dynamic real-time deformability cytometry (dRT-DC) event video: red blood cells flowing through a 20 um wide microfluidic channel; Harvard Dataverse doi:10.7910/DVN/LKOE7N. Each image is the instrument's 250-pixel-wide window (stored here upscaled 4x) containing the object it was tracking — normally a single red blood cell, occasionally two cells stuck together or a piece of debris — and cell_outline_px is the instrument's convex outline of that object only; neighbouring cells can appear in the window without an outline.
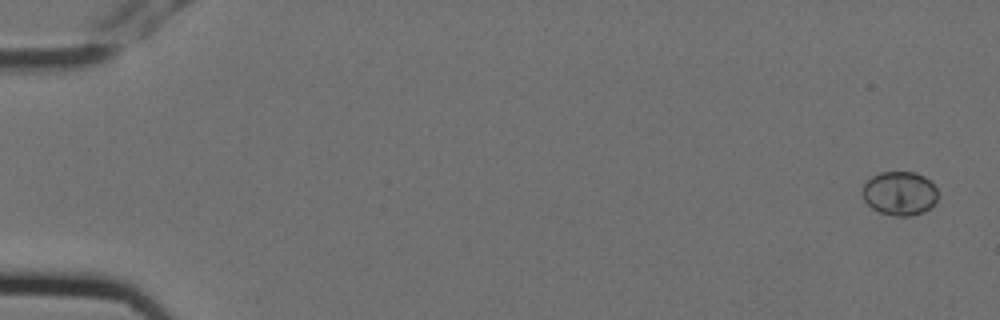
{"species": "Egyptian fruit bat (a non-hibernating species)", "species_latin": "Rousettus aegyptiacus", "temperature_condition": "cold", "stored_images_in_passage": 5, "camera_frame_rate_fps": 3000, "um_per_image_px": 0.085, "animal": {"sex": "female"}, "frame": {"image": 1, "passage_image": 1, "time_ms": 0.0, "image_size_px": [1000, 320], "cell_outline_px": [[936, 200], [924, 212], [912, 216], [892, 216], [880, 212], [872, 208], [864, 200], [864, 184], [872, 176], [880, 172], [916, 172], [924, 176], [936, 188]], "centroid_in_image_um": [76.46, 16.44], "position_along_channel_um": 8.5, "area_um2": 19.07}}
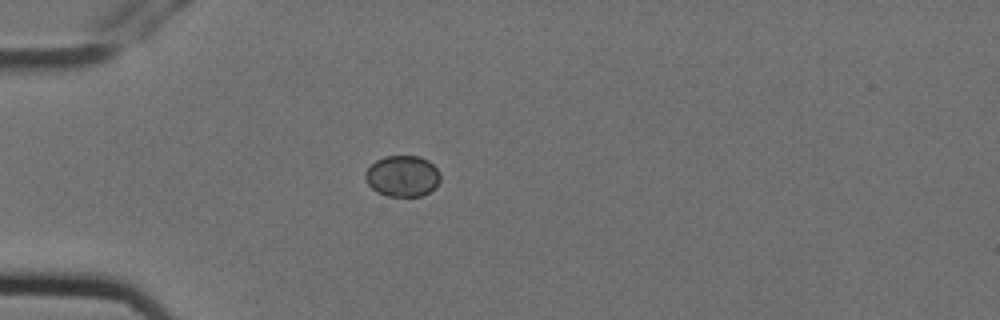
{"frame": {"image": 2, "passage_image": 5, "time_ms": 1.333, "image_size_px": [1000, 320], "cell_outline_px": [[440, 180], [436, 188], [420, 196], [388, 196], [376, 192], [368, 184], [364, 176], [364, 172], [376, 160], [384, 156], [420, 156], [428, 160], [440, 172]], "centroid_in_image_um": [34.21, 14.96], "position_along_channel_um": 50.8, "area_um2": 18.09}}